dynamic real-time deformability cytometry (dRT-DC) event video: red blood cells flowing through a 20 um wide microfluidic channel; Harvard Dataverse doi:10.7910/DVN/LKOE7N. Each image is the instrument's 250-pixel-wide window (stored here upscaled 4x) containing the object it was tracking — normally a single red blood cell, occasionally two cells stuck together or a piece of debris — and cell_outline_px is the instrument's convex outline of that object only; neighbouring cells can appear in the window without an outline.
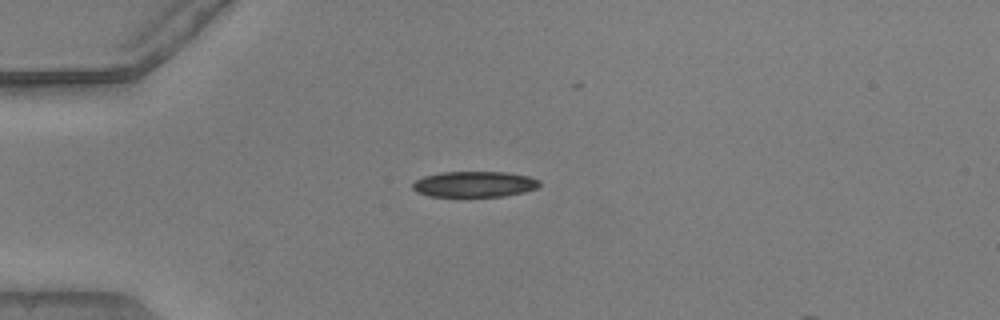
{"species": "common noctule bat (a hibernating species)", "species_latin": "Nyctalus noctula", "temperature_condition": "warm", "stored_images_in_passage": 12, "camera_frame_rate_fps": 3000, "um_per_image_px": 0.085, "animal": {"sex": "male", "body_mass_g": 20.5, "forearm_length_mm": 52.5}, "frame": {"image": 1, "passage_image": 1, "time_ms": 0.0, "image_size_px": [1000, 320], "cell_outline_px": [[540, 184], [536, 188], [524, 192], [504, 196], [428, 196], [416, 192], [412, 188], [412, 184], [416, 180], [424, 176], [440, 172], [504, 172], [528, 176], [540, 180]], "centroid_in_image_um": [40.3, 15.65], "position_along_channel_um": 44.7, "area_um2": 19.02}}
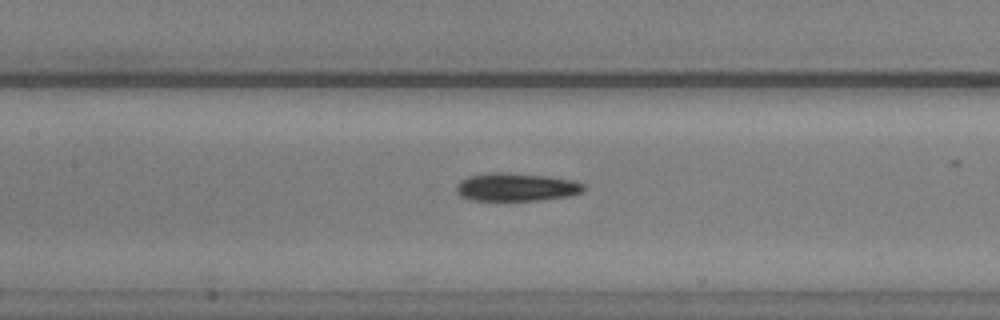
{"frame": {"image": 2, "passage_image": 12, "time_ms": 3.667, "image_size_px": [1000, 320], "cell_outline_px": [[584, 192], [568, 196], [536, 200], [468, 200], [460, 196], [456, 192], [456, 184], [460, 180], [468, 176], [488, 172], [504, 172], [548, 176], [576, 180], [584, 184]], "centroid_in_image_um": [43.86, 15.89], "position_along_channel_um": 163.5, "area_um2": 21.1}}